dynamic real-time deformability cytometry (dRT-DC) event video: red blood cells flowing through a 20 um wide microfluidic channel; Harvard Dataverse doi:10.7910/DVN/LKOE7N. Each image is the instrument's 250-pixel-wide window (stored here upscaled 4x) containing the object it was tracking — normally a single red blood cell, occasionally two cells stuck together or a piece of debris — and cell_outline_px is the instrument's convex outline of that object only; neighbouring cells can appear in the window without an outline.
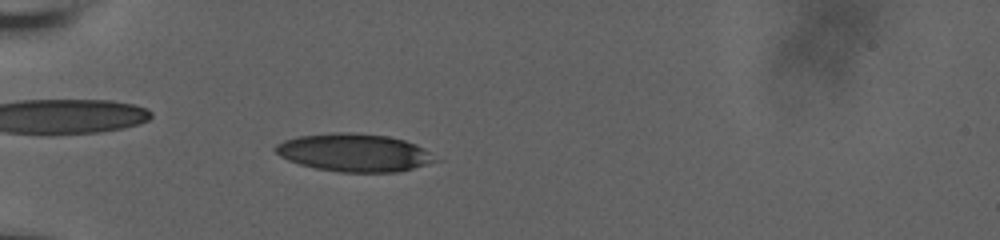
{"species": "human", "species_latin": "Homo sapiens", "temperature_condition": "room temperature", "stored_images_in_passage": 51, "camera_frame_rate_fps": 3000, "um_per_image_px": 0.085, "donor": {"sex": "male"}, "frame": {"image": 1, "passage_image": 13, "time_ms": 4.0, "image_size_px": [1000, 240], "cell_outline_px": [[444, 160], [400, 172], [340, 172], [316, 168], [300, 164], [288, 160], [280, 156], [272, 148], [276, 144], [284, 140], [296, 136], [332, 132], [352, 132], [388, 136], [404, 140], [416, 144], [424, 148]], "centroid_in_image_um": [30.16, 12.97], "position_along_channel_um": 54.8, "area_um2": 35.84}}
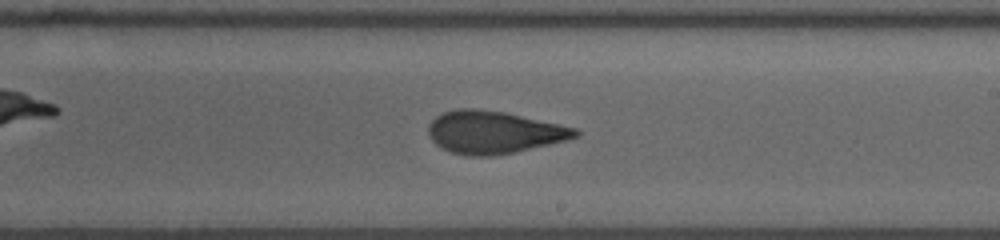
{"frame": {"image": 2, "passage_image": 30, "time_ms": 9.667, "image_size_px": [1000, 240], "cell_outline_px": [[580, 136], [516, 152], [492, 156], [468, 156], [452, 152], [440, 148], [428, 136], [428, 124], [436, 116], [444, 112], [456, 108], [472, 108], [504, 112], [576, 128], [580, 132]], "centroid_in_image_um": [41.92, 11.24], "position_along_channel_um": 247.1, "area_um2": 36.3}}
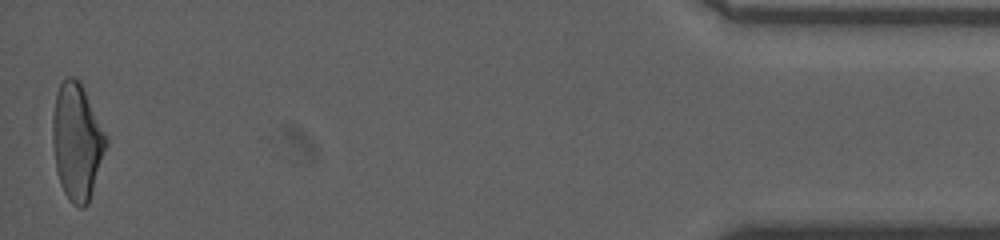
{"frame": {"image": 3, "passage_image": 51, "time_ms": 16.667, "image_size_px": [1000, 240], "cell_outline_px": [[108, 144], [88, 204], [84, 208], [80, 208], [72, 204], [64, 192], [60, 184], [56, 168], [52, 144], [52, 116], [56, 92], [60, 84], [68, 76], [72, 76], [80, 80], [108, 136]], "centroid_in_image_um": [6.55, 12.02], "position_along_channel_um": 428.7, "area_um2": 36.76}, "authors_computed_cell_mechanics": {"area_um2": 35.6626, "velocity_mm_per_s": 3.7452, "shape_relaxation_time_tau1_ms": null, "shape_relaxation_time_tau2_ms": 1.811, "deformation_change_tau1": null, "deformation_change_tau2": 0.1024}}